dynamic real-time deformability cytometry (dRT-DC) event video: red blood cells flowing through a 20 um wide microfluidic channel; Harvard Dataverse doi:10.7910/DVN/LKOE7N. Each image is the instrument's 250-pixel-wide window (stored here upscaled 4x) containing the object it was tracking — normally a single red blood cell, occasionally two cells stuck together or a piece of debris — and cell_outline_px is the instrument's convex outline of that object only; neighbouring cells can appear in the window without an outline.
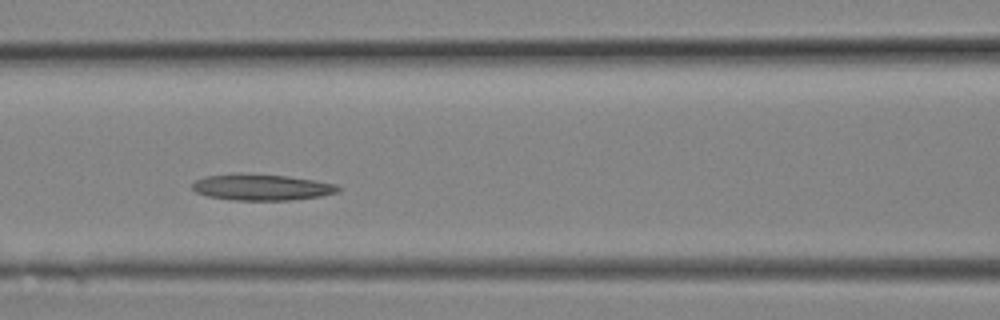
{"species": "Egyptian fruit bat (a non-hibernating species)", "species_latin": "Rousettus aegyptiacus", "temperature_condition": "room temperature", "stored_images_in_passage": 7, "camera_frame_rate_fps": 3000, "um_per_image_px": 0.085, "animal": {"sex": "female"}, "frame": {"image": 1, "passage_image": 6, "time_ms": 1.667, "image_size_px": [1000, 320], "cell_outline_px": [[340, 192], [320, 196], [292, 200], [232, 200], [208, 196], [196, 192], [192, 188], [192, 184], [196, 180], [204, 176], [240, 172], [288, 176], [316, 180], [336, 184], [340, 188]], "centroid_in_image_um": [22.24, 15.9], "position_along_channel_um": 144.4, "area_um2": 22.6}}
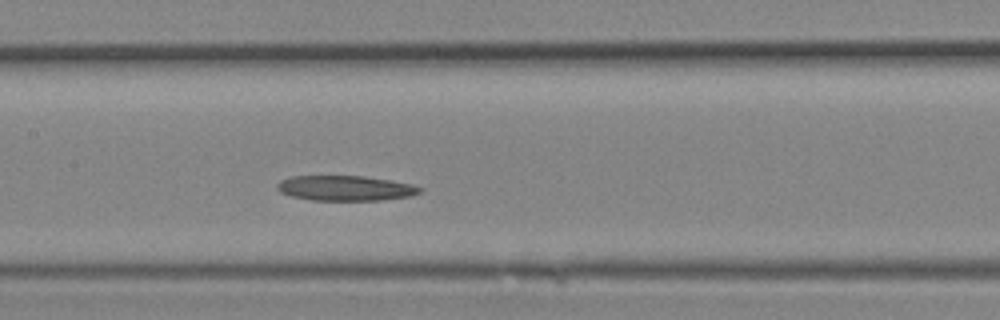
{"frame": {"image": 2, "passage_image": 7, "time_ms": 2.0, "image_size_px": [1000, 320], "cell_outline_px": [[424, 188], [420, 192], [412, 196], [380, 200], [312, 200], [292, 196], [280, 192], [276, 188], [276, 184], [280, 180], [292, 176], [364, 176], [412, 184]], "centroid_in_image_um": [29.35, 15.99], "position_along_channel_um": 178.0, "area_um2": 20.87}}